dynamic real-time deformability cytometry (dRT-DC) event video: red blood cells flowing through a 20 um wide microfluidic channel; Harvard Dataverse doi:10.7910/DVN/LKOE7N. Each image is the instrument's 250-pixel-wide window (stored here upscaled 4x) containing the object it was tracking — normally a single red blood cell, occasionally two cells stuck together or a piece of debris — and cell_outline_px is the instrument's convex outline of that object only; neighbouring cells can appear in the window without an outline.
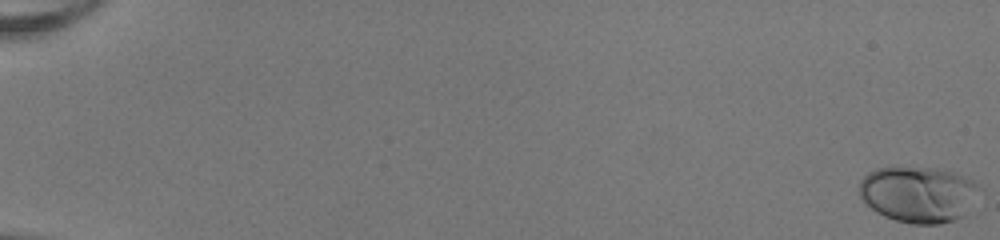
{"species": "human", "species_latin": "Homo sapiens", "temperature_condition": "room temperature", "stored_images_in_passage": 53, "camera_frame_rate_fps": 3000, "um_per_image_px": 0.085, "donor": {"sex": "female"}, "frame": {"image": 1, "passage_image": 1, "time_ms": 0.0, "image_size_px": [1000, 240], "cell_outline_px": [[976, 188], [968, 216], [956, 220], [940, 224], [916, 224], [896, 220], [884, 216], [876, 212], [860, 196], [860, 180], [868, 172], [876, 168], [896, 164], [936, 168], [952, 172], [964, 176], [972, 180], [976, 184]], "centroid_in_image_um": [78.02, 16.48], "position_along_channel_um": 7.0, "area_um2": 39.77}}
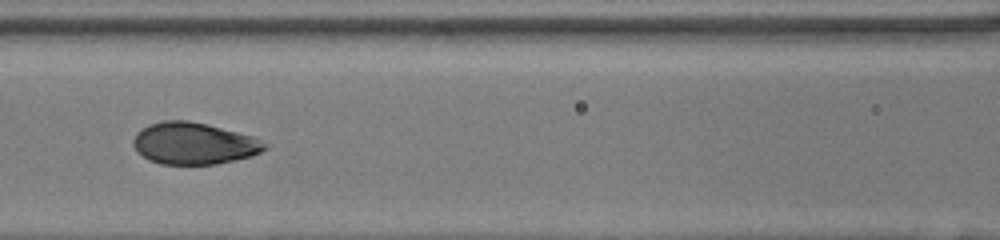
{"frame": {"image": 2, "passage_image": 27, "time_ms": 8.667, "image_size_px": [1000, 240], "cell_outline_px": [[268, 148], [252, 156], [216, 164], [160, 164], [148, 160], [136, 152], [132, 144], [132, 140], [136, 132], [140, 128], [164, 120], [188, 120], [208, 124], [252, 136], [268, 144]], "centroid_in_image_um": [16.44, 12.19], "position_along_channel_um": 150.2, "area_um2": 32.25}}
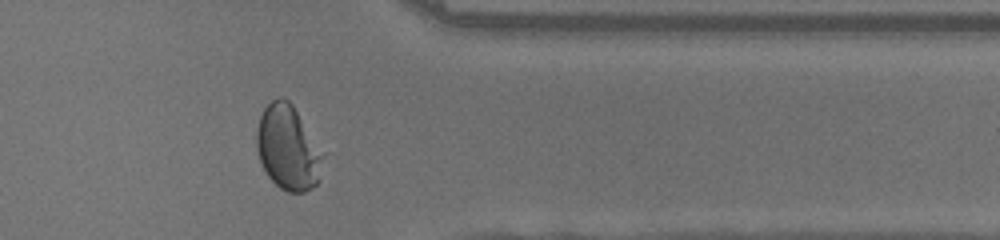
{"frame": {"image": 3, "passage_image": 45, "time_ms": 14.667, "image_size_px": [1000, 240], "cell_outline_px": [[324, 152], [320, 180], [312, 188], [304, 192], [288, 192], [280, 188], [264, 172], [260, 160], [256, 144], [256, 128], [260, 116], [264, 108], [272, 100], [280, 96], [288, 100], [292, 104]], "centroid_in_image_um": [24.48, 12.57], "position_along_channel_um": 386.9, "area_um2": 32.95}, "authors_computed_cell_mechanics": {"area_um2": 33.235, "velocity_mm_per_s": 4.0383, "shape_relaxation_time_tau1_ms": 4.387, "shape_relaxation_time_tau2_ms": null, "deformation_change_tau1": 0.1792, "deformation_change_tau2": null}}